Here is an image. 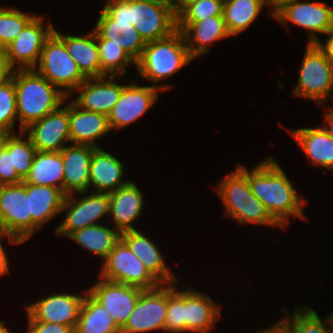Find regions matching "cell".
<instances>
[{
    "instance_id": "1",
    "label": "cell",
    "mask_w": 333,
    "mask_h": 333,
    "mask_svg": "<svg viewBox=\"0 0 333 333\" xmlns=\"http://www.w3.org/2000/svg\"><path fill=\"white\" fill-rule=\"evenodd\" d=\"M237 168L248 178L252 193L265 205L270 216L283 228L289 216L306 219L302 208L306 200L296 193L292 183L272 158L263 160L251 170Z\"/></svg>"
},
{
    "instance_id": "2",
    "label": "cell",
    "mask_w": 333,
    "mask_h": 333,
    "mask_svg": "<svg viewBox=\"0 0 333 333\" xmlns=\"http://www.w3.org/2000/svg\"><path fill=\"white\" fill-rule=\"evenodd\" d=\"M13 81L20 132L57 110L68 97L34 69H14Z\"/></svg>"
},
{
    "instance_id": "3",
    "label": "cell",
    "mask_w": 333,
    "mask_h": 333,
    "mask_svg": "<svg viewBox=\"0 0 333 333\" xmlns=\"http://www.w3.org/2000/svg\"><path fill=\"white\" fill-rule=\"evenodd\" d=\"M192 60L183 33L177 29L165 38L147 42L135 66L141 77L165 91L170 86H157V82L180 71Z\"/></svg>"
},
{
    "instance_id": "4",
    "label": "cell",
    "mask_w": 333,
    "mask_h": 333,
    "mask_svg": "<svg viewBox=\"0 0 333 333\" xmlns=\"http://www.w3.org/2000/svg\"><path fill=\"white\" fill-rule=\"evenodd\" d=\"M229 218L240 224L279 226L265 205L252 193L248 178L236 167L216 188Z\"/></svg>"
},
{
    "instance_id": "5",
    "label": "cell",
    "mask_w": 333,
    "mask_h": 333,
    "mask_svg": "<svg viewBox=\"0 0 333 333\" xmlns=\"http://www.w3.org/2000/svg\"><path fill=\"white\" fill-rule=\"evenodd\" d=\"M107 44H115L136 62L146 42L130 22V0H106L93 29Z\"/></svg>"
},
{
    "instance_id": "6",
    "label": "cell",
    "mask_w": 333,
    "mask_h": 333,
    "mask_svg": "<svg viewBox=\"0 0 333 333\" xmlns=\"http://www.w3.org/2000/svg\"><path fill=\"white\" fill-rule=\"evenodd\" d=\"M38 64L34 70L62 90L68 98L71 91H75L87 79L69 55L64 42L54 32L46 39Z\"/></svg>"
},
{
    "instance_id": "7",
    "label": "cell",
    "mask_w": 333,
    "mask_h": 333,
    "mask_svg": "<svg viewBox=\"0 0 333 333\" xmlns=\"http://www.w3.org/2000/svg\"><path fill=\"white\" fill-rule=\"evenodd\" d=\"M292 94L324 104L333 93V64L317 43H307Z\"/></svg>"
},
{
    "instance_id": "8",
    "label": "cell",
    "mask_w": 333,
    "mask_h": 333,
    "mask_svg": "<svg viewBox=\"0 0 333 333\" xmlns=\"http://www.w3.org/2000/svg\"><path fill=\"white\" fill-rule=\"evenodd\" d=\"M272 11L268 15L288 26L292 22L310 33L308 43H318L317 33L328 34L333 30V9L324 1H291L287 3H271Z\"/></svg>"
},
{
    "instance_id": "9",
    "label": "cell",
    "mask_w": 333,
    "mask_h": 333,
    "mask_svg": "<svg viewBox=\"0 0 333 333\" xmlns=\"http://www.w3.org/2000/svg\"><path fill=\"white\" fill-rule=\"evenodd\" d=\"M100 272V278L143 290H152L161 285L122 239L107 255Z\"/></svg>"
},
{
    "instance_id": "10",
    "label": "cell",
    "mask_w": 333,
    "mask_h": 333,
    "mask_svg": "<svg viewBox=\"0 0 333 333\" xmlns=\"http://www.w3.org/2000/svg\"><path fill=\"white\" fill-rule=\"evenodd\" d=\"M0 233L13 236L21 243L31 237L26 182L0 185Z\"/></svg>"
},
{
    "instance_id": "11",
    "label": "cell",
    "mask_w": 333,
    "mask_h": 333,
    "mask_svg": "<svg viewBox=\"0 0 333 333\" xmlns=\"http://www.w3.org/2000/svg\"><path fill=\"white\" fill-rule=\"evenodd\" d=\"M130 22L146 43L165 38L177 30L175 7L149 0H130Z\"/></svg>"
},
{
    "instance_id": "12",
    "label": "cell",
    "mask_w": 333,
    "mask_h": 333,
    "mask_svg": "<svg viewBox=\"0 0 333 333\" xmlns=\"http://www.w3.org/2000/svg\"><path fill=\"white\" fill-rule=\"evenodd\" d=\"M67 210L64 220L55 228L58 236L68 237L76 230L97 225V221L109 216L108 193L92 192L81 199L73 193L65 196L61 211Z\"/></svg>"
},
{
    "instance_id": "13",
    "label": "cell",
    "mask_w": 333,
    "mask_h": 333,
    "mask_svg": "<svg viewBox=\"0 0 333 333\" xmlns=\"http://www.w3.org/2000/svg\"><path fill=\"white\" fill-rule=\"evenodd\" d=\"M42 21V17L36 15L18 37L4 48L5 57L13 70L34 69L37 66L44 43L54 31L50 21L46 27H43ZM15 65L19 67H14Z\"/></svg>"
},
{
    "instance_id": "14",
    "label": "cell",
    "mask_w": 333,
    "mask_h": 333,
    "mask_svg": "<svg viewBox=\"0 0 333 333\" xmlns=\"http://www.w3.org/2000/svg\"><path fill=\"white\" fill-rule=\"evenodd\" d=\"M167 284L152 290H144L136 305L121 328V333H145L164 331L167 311Z\"/></svg>"
},
{
    "instance_id": "15",
    "label": "cell",
    "mask_w": 333,
    "mask_h": 333,
    "mask_svg": "<svg viewBox=\"0 0 333 333\" xmlns=\"http://www.w3.org/2000/svg\"><path fill=\"white\" fill-rule=\"evenodd\" d=\"M144 290L101 278L87 292L100 303L121 329L133 312Z\"/></svg>"
},
{
    "instance_id": "16",
    "label": "cell",
    "mask_w": 333,
    "mask_h": 333,
    "mask_svg": "<svg viewBox=\"0 0 333 333\" xmlns=\"http://www.w3.org/2000/svg\"><path fill=\"white\" fill-rule=\"evenodd\" d=\"M31 139L32 144L40 152L61 151L67 143L71 142L69 133V103L61 106L31 123L23 130Z\"/></svg>"
},
{
    "instance_id": "17",
    "label": "cell",
    "mask_w": 333,
    "mask_h": 333,
    "mask_svg": "<svg viewBox=\"0 0 333 333\" xmlns=\"http://www.w3.org/2000/svg\"><path fill=\"white\" fill-rule=\"evenodd\" d=\"M123 85L119 100L108 114L110 129H121L143 116L158 98L156 86Z\"/></svg>"
},
{
    "instance_id": "18",
    "label": "cell",
    "mask_w": 333,
    "mask_h": 333,
    "mask_svg": "<svg viewBox=\"0 0 333 333\" xmlns=\"http://www.w3.org/2000/svg\"><path fill=\"white\" fill-rule=\"evenodd\" d=\"M83 295L59 292L58 294L44 297L33 304L25 306L28 314L27 321L63 324L75 329L85 293Z\"/></svg>"
},
{
    "instance_id": "19",
    "label": "cell",
    "mask_w": 333,
    "mask_h": 333,
    "mask_svg": "<svg viewBox=\"0 0 333 333\" xmlns=\"http://www.w3.org/2000/svg\"><path fill=\"white\" fill-rule=\"evenodd\" d=\"M96 148L89 145H66L61 151L64 164L63 193L85 195L89 189L90 161ZM75 191V192H73Z\"/></svg>"
},
{
    "instance_id": "20",
    "label": "cell",
    "mask_w": 333,
    "mask_h": 333,
    "mask_svg": "<svg viewBox=\"0 0 333 333\" xmlns=\"http://www.w3.org/2000/svg\"><path fill=\"white\" fill-rule=\"evenodd\" d=\"M87 78L75 91H79L74 103L83 110L108 115L120 98L123 85L116 83L115 76Z\"/></svg>"
},
{
    "instance_id": "21",
    "label": "cell",
    "mask_w": 333,
    "mask_h": 333,
    "mask_svg": "<svg viewBox=\"0 0 333 333\" xmlns=\"http://www.w3.org/2000/svg\"><path fill=\"white\" fill-rule=\"evenodd\" d=\"M177 29L183 33L193 59L207 53L209 45L231 36L227 31L223 15L208 17L194 23H177Z\"/></svg>"
},
{
    "instance_id": "22",
    "label": "cell",
    "mask_w": 333,
    "mask_h": 333,
    "mask_svg": "<svg viewBox=\"0 0 333 333\" xmlns=\"http://www.w3.org/2000/svg\"><path fill=\"white\" fill-rule=\"evenodd\" d=\"M109 195V215L114 221V228L120 233L135 230L132 223L140 216L144 208L141 190L133 181L118 188Z\"/></svg>"
},
{
    "instance_id": "23",
    "label": "cell",
    "mask_w": 333,
    "mask_h": 333,
    "mask_svg": "<svg viewBox=\"0 0 333 333\" xmlns=\"http://www.w3.org/2000/svg\"><path fill=\"white\" fill-rule=\"evenodd\" d=\"M108 115L89 112L69 102V133L71 143L99 148L96 139L110 132Z\"/></svg>"
},
{
    "instance_id": "24",
    "label": "cell",
    "mask_w": 333,
    "mask_h": 333,
    "mask_svg": "<svg viewBox=\"0 0 333 333\" xmlns=\"http://www.w3.org/2000/svg\"><path fill=\"white\" fill-rule=\"evenodd\" d=\"M121 239L161 284H171L178 281L166 266L164 257L155 243L143 233L137 229L125 231L121 233Z\"/></svg>"
},
{
    "instance_id": "25",
    "label": "cell",
    "mask_w": 333,
    "mask_h": 333,
    "mask_svg": "<svg viewBox=\"0 0 333 333\" xmlns=\"http://www.w3.org/2000/svg\"><path fill=\"white\" fill-rule=\"evenodd\" d=\"M26 195L29 197L32 236L44 223L62 212L66 195L55 187L31 183H26Z\"/></svg>"
},
{
    "instance_id": "26",
    "label": "cell",
    "mask_w": 333,
    "mask_h": 333,
    "mask_svg": "<svg viewBox=\"0 0 333 333\" xmlns=\"http://www.w3.org/2000/svg\"><path fill=\"white\" fill-rule=\"evenodd\" d=\"M123 174L124 165L115 156L101 148L93 151L90 161L89 187L93 186L95 192L110 193L127 185L130 180L125 181Z\"/></svg>"
},
{
    "instance_id": "27",
    "label": "cell",
    "mask_w": 333,
    "mask_h": 333,
    "mask_svg": "<svg viewBox=\"0 0 333 333\" xmlns=\"http://www.w3.org/2000/svg\"><path fill=\"white\" fill-rule=\"evenodd\" d=\"M221 307L204 293L185 290L186 332L208 333L220 318Z\"/></svg>"
},
{
    "instance_id": "28",
    "label": "cell",
    "mask_w": 333,
    "mask_h": 333,
    "mask_svg": "<svg viewBox=\"0 0 333 333\" xmlns=\"http://www.w3.org/2000/svg\"><path fill=\"white\" fill-rule=\"evenodd\" d=\"M53 32L64 42L69 55L86 78L100 77L99 49L94 30L83 37L63 35L55 28Z\"/></svg>"
},
{
    "instance_id": "29",
    "label": "cell",
    "mask_w": 333,
    "mask_h": 333,
    "mask_svg": "<svg viewBox=\"0 0 333 333\" xmlns=\"http://www.w3.org/2000/svg\"><path fill=\"white\" fill-rule=\"evenodd\" d=\"M298 145L310 162L326 169H333V138L322 127L290 129Z\"/></svg>"
},
{
    "instance_id": "30",
    "label": "cell",
    "mask_w": 333,
    "mask_h": 333,
    "mask_svg": "<svg viewBox=\"0 0 333 333\" xmlns=\"http://www.w3.org/2000/svg\"><path fill=\"white\" fill-rule=\"evenodd\" d=\"M64 164L60 151H37L23 182L55 187L63 192Z\"/></svg>"
},
{
    "instance_id": "31",
    "label": "cell",
    "mask_w": 333,
    "mask_h": 333,
    "mask_svg": "<svg viewBox=\"0 0 333 333\" xmlns=\"http://www.w3.org/2000/svg\"><path fill=\"white\" fill-rule=\"evenodd\" d=\"M85 292L74 333H121L108 311Z\"/></svg>"
},
{
    "instance_id": "32",
    "label": "cell",
    "mask_w": 333,
    "mask_h": 333,
    "mask_svg": "<svg viewBox=\"0 0 333 333\" xmlns=\"http://www.w3.org/2000/svg\"><path fill=\"white\" fill-rule=\"evenodd\" d=\"M266 5L271 8V0H224L223 19L231 37L249 28Z\"/></svg>"
},
{
    "instance_id": "33",
    "label": "cell",
    "mask_w": 333,
    "mask_h": 333,
    "mask_svg": "<svg viewBox=\"0 0 333 333\" xmlns=\"http://www.w3.org/2000/svg\"><path fill=\"white\" fill-rule=\"evenodd\" d=\"M68 238L105 260L115 244L121 239V233L115 228L111 229L97 224L76 230Z\"/></svg>"
},
{
    "instance_id": "34",
    "label": "cell",
    "mask_w": 333,
    "mask_h": 333,
    "mask_svg": "<svg viewBox=\"0 0 333 333\" xmlns=\"http://www.w3.org/2000/svg\"><path fill=\"white\" fill-rule=\"evenodd\" d=\"M299 309L292 313V319L284 317L278 321L287 333H333V319L331 314L323 320L320 319V316H318L312 307L305 305Z\"/></svg>"
},
{
    "instance_id": "35",
    "label": "cell",
    "mask_w": 333,
    "mask_h": 333,
    "mask_svg": "<svg viewBox=\"0 0 333 333\" xmlns=\"http://www.w3.org/2000/svg\"><path fill=\"white\" fill-rule=\"evenodd\" d=\"M96 40L100 57V77L116 75L122 77L127 72L126 66L130 63L136 65V62L122 47L115 44H107V39L101 38L97 33Z\"/></svg>"
},
{
    "instance_id": "36",
    "label": "cell",
    "mask_w": 333,
    "mask_h": 333,
    "mask_svg": "<svg viewBox=\"0 0 333 333\" xmlns=\"http://www.w3.org/2000/svg\"><path fill=\"white\" fill-rule=\"evenodd\" d=\"M24 134L19 131V137L15 133H9L3 144L9 153H12L13 168H16L17 174L23 180L27 177L37 152L28 136L22 138Z\"/></svg>"
},
{
    "instance_id": "37",
    "label": "cell",
    "mask_w": 333,
    "mask_h": 333,
    "mask_svg": "<svg viewBox=\"0 0 333 333\" xmlns=\"http://www.w3.org/2000/svg\"><path fill=\"white\" fill-rule=\"evenodd\" d=\"M167 311L164 331L168 333L186 332L185 291L167 284Z\"/></svg>"
},
{
    "instance_id": "38",
    "label": "cell",
    "mask_w": 333,
    "mask_h": 333,
    "mask_svg": "<svg viewBox=\"0 0 333 333\" xmlns=\"http://www.w3.org/2000/svg\"><path fill=\"white\" fill-rule=\"evenodd\" d=\"M36 15L15 8L0 7V44L7 47Z\"/></svg>"
},
{
    "instance_id": "39",
    "label": "cell",
    "mask_w": 333,
    "mask_h": 333,
    "mask_svg": "<svg viewBox=\"0 0 333 333\" xmlns=\"http://www.w3.org/2000/svg\"><path fill=\"white\" fill-rule=\"evenodd\" d=\"M16 119V90L12 71L11 77L0 85V130L15 133L13 129Z\"/></svg>"
},
{
    "instance_id": "40",
    "label": "cell",
    "mask_w": 333,
    "mask_h": 333,
    "mask_svg": "<svg viewBox=\"0 0 333 333\" xmlns=\"http://www.w3.org/2000/svg\"><path fill=\"white\" fill-rule=\"evenodd\" d=\"M224 0H199L189 3L178 15L177 23H194L223 15Z\"/></svg>"
},
{
    "instance_id": "41",
    "label": "cell",
    "mask_w": 333,
    "mask_h": 333,
    "mask_svg": "<svg viewBox=\"0 0 333 333\" xmlns=\"http://www.w3.org/2000/svg\"><path fill=\"white\" fill-rule=\"evenodd\" d=\"M23 179L13 168L12 153L3 145L0 148V185L22 183Z\"/></svg>"
},
{
    "instance_id": "42",
    "label": "cell",
    "mask_w": 333,
    "mask_h": 333,
    "mask_svg": "<svg viewBox=\"0 0 333 333\" xmlns=\"http://www.w3.org/2000/svg\"><path fill=\"white\" fill-rule=\"evenodd\" d=\"M27 333H74V329L63 324L28 321Z\"/></svg>"
},
{
    "instance_id": "43",
    "label": "cell",
    "mask_w": 333,
    "mask_h": 333,
    "mask_svg": "<svg viewBox=\"0 0 333 333\" xmlns=\"http://www.w3.org/2000/svg\"><path fill=\"white\" fill-rule=\"evenodd\" d=\"M5 236L8 238V241L11 244H21V242L17 238L10 235H6L4 233H0V240ZM5 253L6 252L3 249V246L0 242V277L9 272L8 259Z\"/></svg>"
},
{
    "instance_id": "44",
    "label": "cell",
    "mask_w": 333,
    "mask_h": 333,
    "mask_svg": "<svg viewBox=\"0 0 333 333\" xmlns=\"http://www.w3.org/2000/svg\"><path fill=\"white\" fill-rule=\"evenodd\" d=\"M12 71L5 55H0V85L11 77Z\"/></svg>"
},
{
    "instance_id": "45",
    "label": "cell",
    "mask_w": 333,
    "mask_h": 333,
    "mask_svg": "<svg viewBox=\"0 0 333 333\" xmlns=\"http://www.w3.org/2000/svg\"><path fill=\"white\" fill-rule=\"evenodd\" d=\"M327 36L328 38L325 40L326 42L321 43L319 41L317 44L325 52L327 58L333 64V30L329 32Z\"/></svg>"
},
{
    "instance_id": "46",
    "label": "cell",
    "mask_w": 333,
    "mask_h": 333,
    "mask_svg": "<svg viewBox=\"0 0 333 333\" xmlns=\"http://www.w3.org/2000/svg\"><path fill=\"white\" fill-rule=\"evenodd\" d=\"M329 111H326L324 116H325V121L323 123V128L324 130L328 133V135L333 138V111L328 108ZM329 124V125H328ZM326 125V126H325ZM328 125V126H327Z\"/></svg>"
},
{
    "instance_id": "47",
    "label": "cell",
    "mask_w": 333,
    "mask_h": 333,
    "mask_svg": "<svg viewBox=\"0 0 333 333\" xmlns=\"http://www.w3.org/2000/svg\"><path fill=\"white\" fill-rule=\"evenodd\" d=\"M266 329L258 330L256 333H287V331L278 322H276L273 326H270L269 329Z\"/></svg>"
},
{
    "instance_id": "48",
    "label": "cell",
    "mask_w": 333,
    "mask_h": 333,
    "mask_svg": "<svg viewBox=\"0 0 333 333\" xmlns=\"http://www.w3.org/2000/svg\"><path fill=\"white\" fill-rule=\"evenodd\" d=\"M196 1L199 0H174L176 15H178L189 3Z\"/></svg>"
},
{
    "instance_id": "49",
    "label": "cell",
    "mask_w": 333,
    "mask_h": 333,
    "mask_svg": "<svg viewBox=\"0 0 333 333\" xmlns=\"http://www.w3.org/2000/svg\"><path fill=\"white\" fill-rule=\"evenodd\" d=\"M151 2H155L164 6L175 7L174 0H149Z\"/></svg>"
},
{
    "instance_id": "50",
    "label": "cell",
    "mask_w": 333,
    "mask_h": 333,
    "mask_svg": "<svg viewBox=\"0 0 333 333\" xmlns=\"http://www.w3.org/2000/svg\"><path fill=\"white\" fill-rule=\"evenodd\" d=\"M8 134H9V133L0 130V148L3 146L4 141H5V139H6V136H7Z\"/></svg>"
},
{
    "instance_id": "51",
    "label": "cell",
    "mask_w": 333,
    "mask_h": 333,
    "mask_svg": "<svg viewBox=\"0 0 333 333\" xmlns=\"http://www.w3.org/2000/svg\"><path fill=\"white\" fill-rule=\"evenodd\" d=\"M0 333H12L4 326V322L0 321Z\"/></svg>"
},
{
    "instance_id": "52",
    "label": "cell",
    "mask_w": 333,
    "mask_h": 333,
    "mask_svg": "<svg viewBox=\"0 0 333 333\" xmlns=\"http://www.w3.org/2000/svg\"><path fill=\"white\" fill-rule=\"evenodd\" d=\"M296 0H271V3H287Z\"/></svg>"
},
{
    "instance_id": "53",
    "label": "cell",
    "mask_w": 333,
    "mask_h": 333,
    "mask_svg": "<svg viewBox=\"0 0 333 333\" xmlns=\"http://www.w3.org/2000/svg\"><path fill=\"white\" fill-rule=\"evenodd\" d=\"M0 55H5L4 54V48H3V46L0 44Z\"/></svg>"
}]
</instances>
